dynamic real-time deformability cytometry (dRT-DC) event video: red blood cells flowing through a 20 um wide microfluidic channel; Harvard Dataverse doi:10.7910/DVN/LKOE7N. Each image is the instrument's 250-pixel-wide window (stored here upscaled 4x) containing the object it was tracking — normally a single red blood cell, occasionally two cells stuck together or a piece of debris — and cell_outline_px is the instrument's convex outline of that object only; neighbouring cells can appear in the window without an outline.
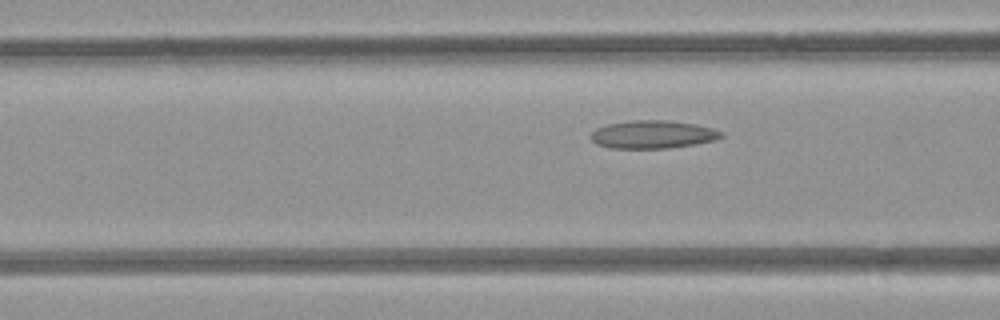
{"species": "common noctule bat (a hibernating species)", "species_latin": "Nyctalus noctula", "temperature_condition": "room temperature", "stored_images_in_passage": 6, "camera_frame_rate_fps": 3000, "um_per_image_px": 0.085, "animal": {"sex": "female", "body_mass_g": 21.9}, "frame": {"image": 1, "passage_image": 6, "time_ms": 6.0, "image_size_px": [1000, 320], "cell_outline_px": [[724, 136], [716, 140], [696, 144], [668, 148], [612, 148], [596, 144], [592, 140], [592, 132], [596, 128], [608, 124], [632, 120], [668, 120], [696, 124], [712, 128], [724, 132]], "centroid_in_image_um": [55.53, 11.42], "position_along_channel_um": 111.1, "area_um2": 21.33}}